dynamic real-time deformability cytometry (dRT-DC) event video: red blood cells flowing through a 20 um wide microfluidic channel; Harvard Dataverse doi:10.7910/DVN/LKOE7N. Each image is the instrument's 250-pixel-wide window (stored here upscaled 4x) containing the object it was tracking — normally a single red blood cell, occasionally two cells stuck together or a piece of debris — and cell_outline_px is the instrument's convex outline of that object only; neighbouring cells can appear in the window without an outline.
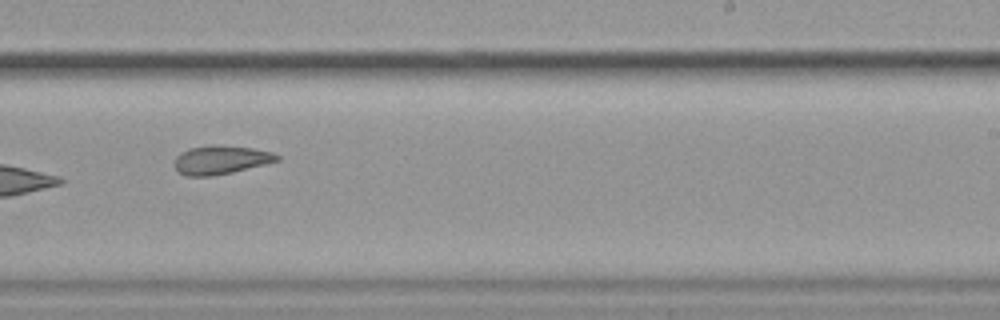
{"species": "common noctule bat (a hibernating species)", "species_latin": "Nyctalus noctula", "temperature_condition": "cold", "stored_images_in_passage": 15, "camera_frame_rate_fps": 3000, "um_per_image_px": 0.085, "animal": {"sex": "female", "body_mass_g": 19.9}, "frame": {"image": 1, "passage_image": 9, "time_ms": 10.333, "image_size_px": [1000, 320], "cell_outline_px": [[280, 160], [232, 172], [212, 176], [188, 176], [180, 172], [176, 168], [176, 156], [180, 152], [188, 148], [208, 144], [216, 144], [252, 148], [272, 152], [280, 156]], "centroid_in_image_um": [18.76, 13.56], "position_along_channel_um": 270.2, "area_um2": 17.11}}
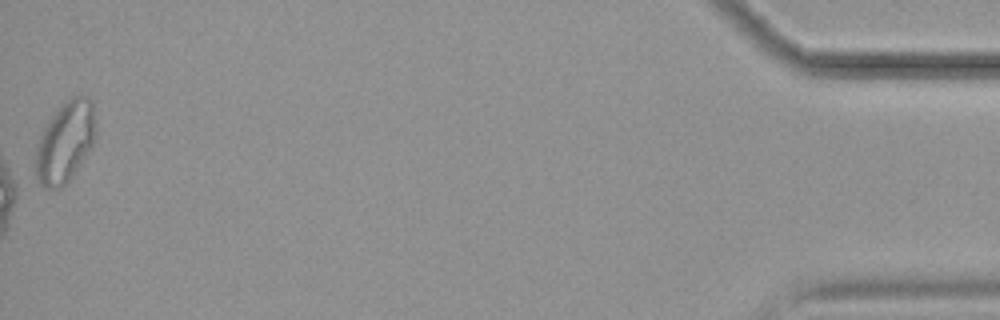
{"frame": {"image": 2, "passage_image": 15, "time_ms": 17.333, "image_size_px": [1000, 320], "cell_outline_px": [[96, 136], [92, 144], [68, 180], [60, 188], [44, 188], [40, 184], [36, 176], [36, 144], [48, 120], [56, 108], [60, 104], [72, 96], [88, 96], [92, 100], [96, 124]], "centroid_in_image_um": [5.53, 12.0], "position_along_channel_um": 429.7, "area_um2": 28.15}, "authors_computed_cell_mechanics": {"area_um2": 20.4034, "velocity_mm_per_s": 3.5464, "shape_relaxation_time_tau1_ms": null, "shape_relaxation_time_tau2_ms": 3.8263, "deformation_change_tau1": null, "deformation_change_tau2": 0.1202}}